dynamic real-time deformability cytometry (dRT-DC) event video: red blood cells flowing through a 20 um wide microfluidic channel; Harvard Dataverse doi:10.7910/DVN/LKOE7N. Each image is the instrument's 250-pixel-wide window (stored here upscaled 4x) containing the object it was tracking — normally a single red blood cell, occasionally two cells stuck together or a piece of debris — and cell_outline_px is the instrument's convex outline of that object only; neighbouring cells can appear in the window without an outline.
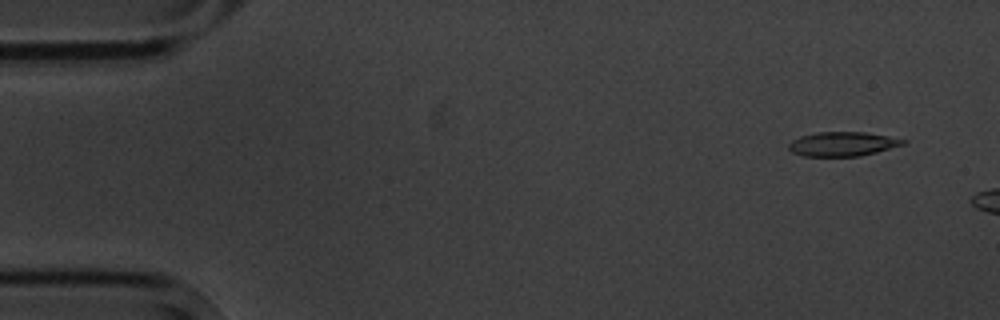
{"species": "common noctule bat (a hibernating species)", "species_latin": "Nyctalus noctula", "temperature_condition": "cold", "stored_images_in_passage": 3, "camera_frame_rate_fps": 3000, "um_per_image_px": 0.085, "animal": {"sex": "male", "body_mass_g": 20.1, "forearm_length_mm": 53.5}, "frame": {"image": 1, "passage_image": 1, "time_ms": 0.0, "image_size_px": [1000, 320], "cell_outline_px": [[908, 140], [904, 144], [876, 152], [860, 156], [804, 156], [792, 152], [788, 148], [788, 144], [792, 140], [800, 136], [816, 132], [864, 132], [888, 136]], "centroid_in_image_um": [71.6, 12.23], "position_along_channel_um": 13.4, "area_um2": 16.13}}